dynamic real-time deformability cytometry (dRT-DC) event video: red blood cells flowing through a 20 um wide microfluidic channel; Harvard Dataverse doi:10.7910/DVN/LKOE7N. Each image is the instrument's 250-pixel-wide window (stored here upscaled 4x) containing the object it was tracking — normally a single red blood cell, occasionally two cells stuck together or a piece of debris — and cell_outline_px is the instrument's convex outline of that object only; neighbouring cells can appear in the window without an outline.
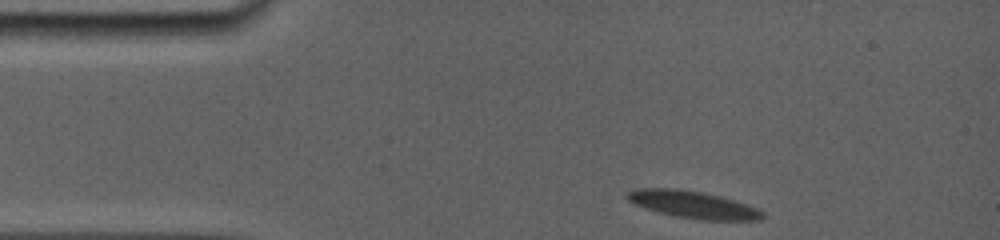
{"species": "common noctule bat (a hibernating species)", "species_latin": "Nyctalus noctula", "temperature_condition": "room temperature", "stored_images_in_passage": 42, "camera_frame_rate_fps": 5000, "um_per_image_px": 0.085, "animal": {"sex": "female", "body_mass_g": 19.0, "forearm_length_mm": 56.7}, "frame": {"image": 1, "passage_image": 1, "time_ms": 0.0, "image_size_px": [1000, 240], "cell_outline_px": [[764, 216], [760, 220], [700, 220], [676, 216], [656, 212], [644, 208], [628, 200], [624, 196], [628, 192], [636, 188], [680, 188], [704, 192], [736, 200], [756, 208], [764, 212]], "centroid_in_image_um": [58.89, 17.38], "position_along_channel_um": 26.1, "area_um2": 21.68}}
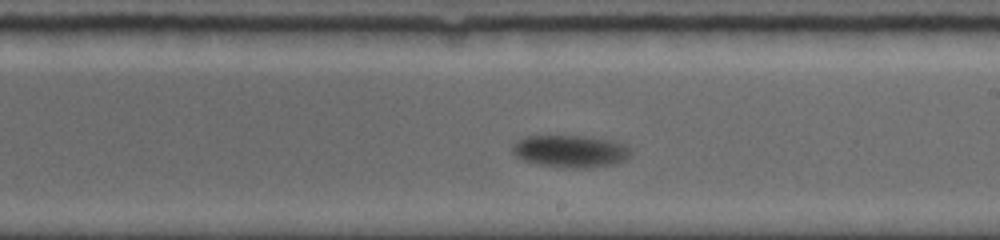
{"frame": {"image": 2, "passage_image": 24, "time_ms": 7.6, "image_size_px": [1000, 240], "cell_outline_px": [[632, 152], [624, 160], [616, 164], [588, 168], [560, 168], [540, 164], [524, 160], [516, 156], [512, 152], [512, 144], [516, 140], [524, 136], [592, 136], [612, 140], [628, 144]], "centroid_in_image_um": [48.52, 12.85], "position_along_channel_um": 240.5, "area_um2": 22.72}}
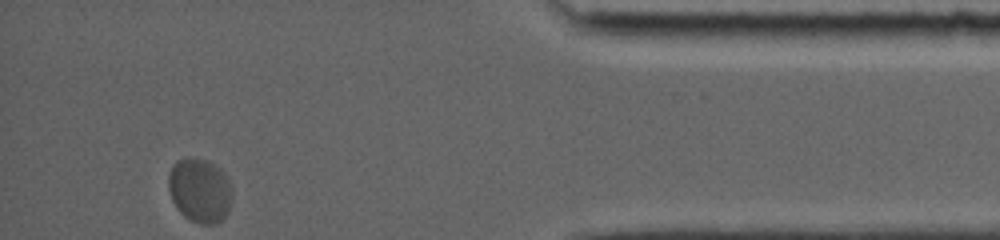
{"frame": {"image": 3, "passage_image": 42, "time_ms": 13.6, "image_size_px": [1000, 240], "cell_outline_px": [[232, 200], [228, 212], [216, 224], [200, 224], [184, 216], [176, 208], [172, 200], [168, 188], [168, 176], [172, 164], [176, 160], [188, 156], [204, 160], [220, 168], [224, 172], [232, 188]], "centroid_in_image_um": [16.97, 16.17], "position_along_channel_um": 418.2, "area_um2": 24.1}, "authors_computed_cell_mechanics": {"area_um2": 22.0796, "velocity_mm_per_s": 3.5334, "shape_relaxation_time_tau1_ms": 4.1578, "shape_relaxation_time_tau2_ms": null, "deformation_change_tau1": 0.1127, "deformation_change_tau2": null}}